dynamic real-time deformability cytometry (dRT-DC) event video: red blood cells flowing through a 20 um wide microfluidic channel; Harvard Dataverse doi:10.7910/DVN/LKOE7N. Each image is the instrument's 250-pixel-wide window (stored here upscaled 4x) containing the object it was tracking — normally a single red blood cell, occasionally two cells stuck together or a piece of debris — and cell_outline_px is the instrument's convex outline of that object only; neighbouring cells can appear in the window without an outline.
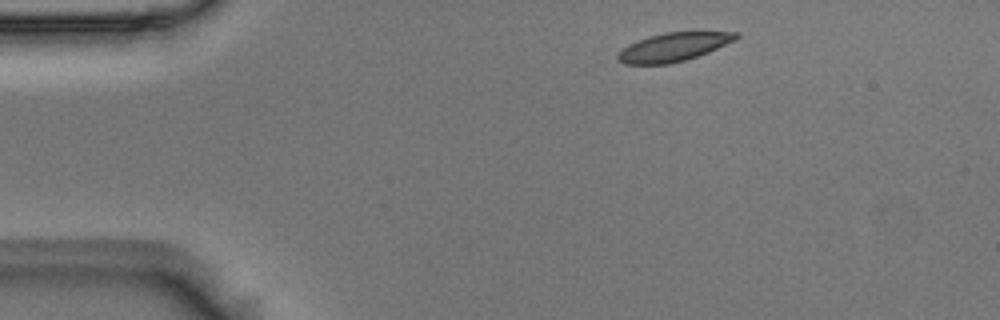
{"species": "Egyptian fruit bat (a non-hibernating species)", "species_latin": "Rousettus aegyptiacus", "temperature_condition": "room temperature", "stored_images_in_passage": 3, "camera_frame_rate_fps": 3000, "um_per_image_px": 0.085, "animal": {"sex": "male"}, "frame": {"image": 1, "passage_image": 1, "time_ms": 0.0, "image_size_px": [1000, 320], "cell_outline_px": [[740, 36], [736, 40], [708, 52], [684, 60], [668, 64], [624, 64], [616, 60], [616, 56], [628, 44], [648, 36], [664, 32], [740, 32]], "centroid_in_image_um": [57.24, 3.99], "position_along_channel_um": 27.8, "area_um2": 19.59}}